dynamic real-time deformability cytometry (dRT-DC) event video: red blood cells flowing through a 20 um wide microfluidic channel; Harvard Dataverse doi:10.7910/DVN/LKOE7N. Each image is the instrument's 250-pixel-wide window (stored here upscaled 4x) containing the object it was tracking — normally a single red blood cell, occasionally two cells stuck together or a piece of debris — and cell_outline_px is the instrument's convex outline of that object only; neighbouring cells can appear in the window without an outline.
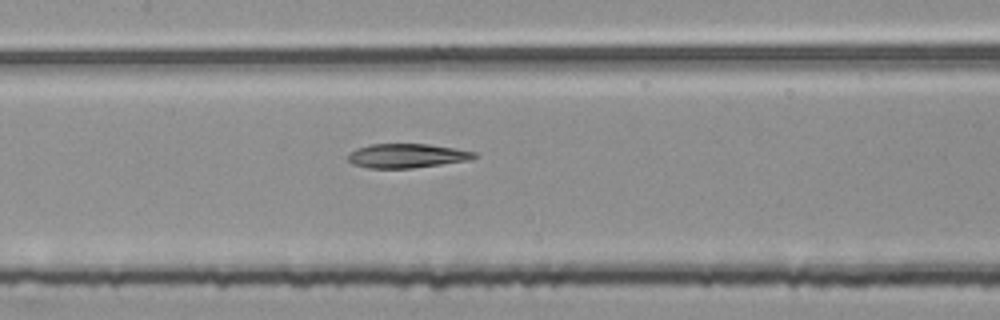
{"species": "common noctule bat (a hibernating species)", "species_latin": "Nyctalus noctula", "temperature_condition": "room temperature", "stored_images_in_passage": 42, "segment_of_instrument_passage": [2, 2], "camera_frame_rate_fps": 3000, "um_per_image_px": 0.085, "animal": {"sex": "female", "body_mass_g": 25.1}, "frame": {"image": 1, "passage_image": 14, "time_ms": 4.333, "image_size_px": [1000, 320], "cell_outline_px": [[480, 156], [472, 160], [412, 168], [368, 168], [352, 164], [348, 160], [348, 152], [356, 148], [372, 144], [428, 144], [476, 152]], "centroid_in_image_um": [34.59, 13.24], "position_along_channel_um": 172.8, "area_um2": 17.92}}
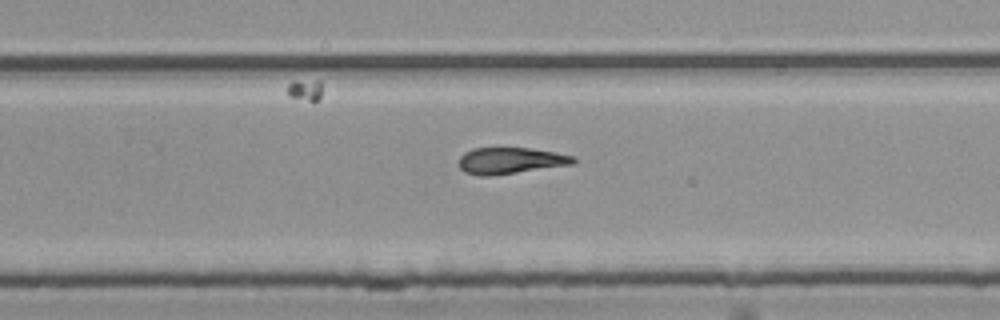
{"frame": {"image": 2, "passage_image": 23, "time_ms": 7.333, "image_size_px": [1000, 320], "cell_outline_px": [[576, 160], [572, 164], [488, 176], [480, 176], [464, 172], [456, 164], [460, 156], [464, 152], [472, 148], [528, 148], [556, 152], [576, 156]], "centroid_in_image_um": [43.33, 13.64], "position_along_channel_um": 286.5, "area_um2": 17.63}}
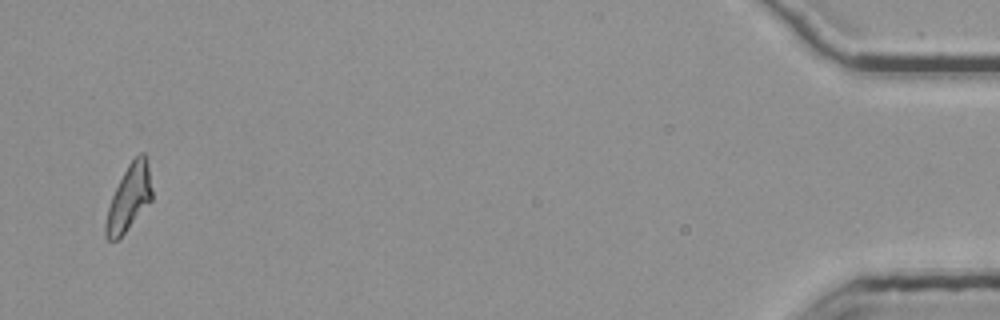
{"frame": {"image": 3, "passage_image": 41, "time_ms": 13.333, "image_size_px": [1000, 320], "cell_outline_px": [[152, 200], [124, 232], [116, 240], [108, 240], [104, 236], [104, 224], [108, 208], [112, 196], [128, 164], [140, 152], [144, 152], [148, 168], [152, 188]], "centroid_in_image_um": [10.95, 16.83], "position_along_channel_um": 424.3, "area_um2": 17.34}}